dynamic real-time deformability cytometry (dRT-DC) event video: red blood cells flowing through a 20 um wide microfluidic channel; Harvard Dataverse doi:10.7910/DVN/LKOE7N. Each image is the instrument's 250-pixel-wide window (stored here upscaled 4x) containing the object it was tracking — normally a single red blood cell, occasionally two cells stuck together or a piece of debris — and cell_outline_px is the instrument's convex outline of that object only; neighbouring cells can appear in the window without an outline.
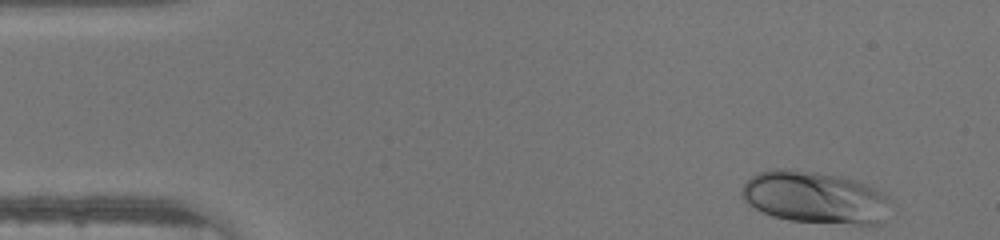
{"species": "human", "species_latin": "Homo sapiens", "temperature_condition": "warm", "stored_images_in_passage": 43, "camera_frame_rate_fps": 3000, "um_per_image_px": 0.085, "donor": {"sex": "male"}, "frame": {"image": 1, "passage_image": 1, "time_ms": 0.0, "image_size_px": [1000, 240], "cell_outline_px": [[888, 200], [880, 224], [852, 224], [788, 220], [772, 216], [748, 204], [740, 196], [740, 192], [744, 184], [752, 176], [760, 172], [772, 168], [792, 168], [840, 176], [856, 180], [888, 196]], "centroid_in_image_um": [69.18, 16.76], "position_along_channel_um": 15.8, "area_um2": 44.8}}
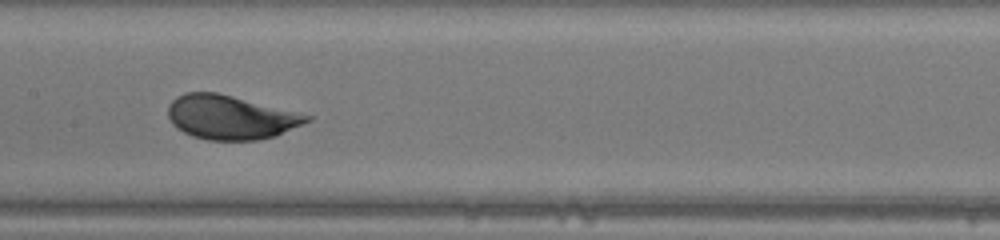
{"frame": {"image": 2, "passage_image": 20, "time_ms": 6.333, "image_size_px": [1000, 240], "cell_outline_px": [[312, 120], [276, 136], [260, 140], [208, 140], [192, 136], [176, 128], [172, 124], [168, 116], [168, 104], [176, 96], [184, 92], [216, 92], [312, 116]], "centroid_in_image_um": [19.56, 9.97], "position_along_channel_um": 187.8, "area_um2": 35.55}}
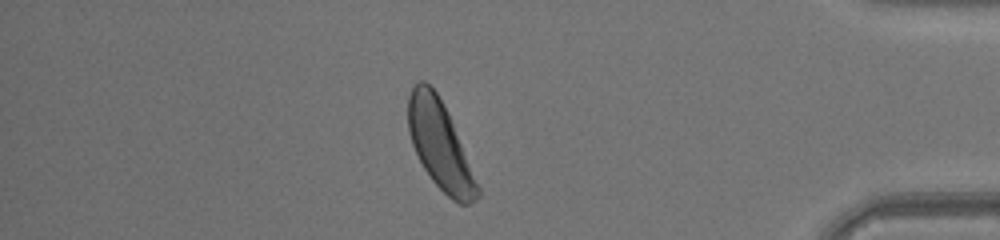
{"frame": {"image": 3, "passage_image": 37, "time_ms": 12.0, "image_size_px": [1000, 240], "cell_outline_px": [[480, 196], [472, 204], [460, 204], [452, 200], [432, 180], [424, 168], [412, 144], [408, 132], [408, 96], [412, 88], [420, 80], [424, 80], [436, 92], [452, 124], [480, 188]], "centroid_in_image_um": [37.38, 12.38], "position_along_channel_um": 397.8, "area_um2": 34.62}}